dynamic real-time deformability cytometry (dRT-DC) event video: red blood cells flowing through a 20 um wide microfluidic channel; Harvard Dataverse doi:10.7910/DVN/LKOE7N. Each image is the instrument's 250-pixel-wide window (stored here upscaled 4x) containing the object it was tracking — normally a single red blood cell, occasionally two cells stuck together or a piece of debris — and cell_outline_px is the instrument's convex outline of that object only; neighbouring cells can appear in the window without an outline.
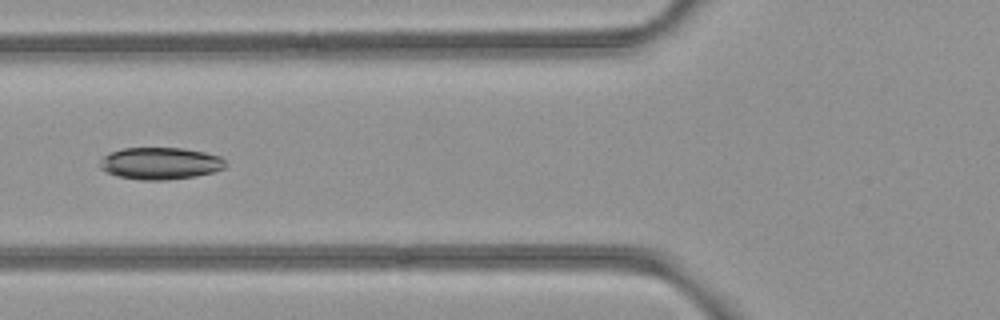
{"species": "common noctule bat (a hibernating species)", "species_latin": "Nyctalus noctula", "temperature_condition": "room temperature", "stored_images_in_passage": 5, "camera_frame_rate_fps": 3000, "um_per_image_px": 0.085, "animal": {"sex": "female", "body_mass_g": 21.9}, "frame": {"image": 1, "passage_image": 4, "time_ms": 1.0, "image_size_px": [1000, 320], "cell_outline_px": [[228, 164], [224, 168], [212, 172], [196, 176], [164, 180], [140, 180], [116, 176], [100, 168], [100, 160], [104, 156], [112, 152], [124, 148], [184, 148], [204, 152], [220, 156]], "centroid_in_image_um": [13.64, 13.89], "position_along_channel_um": 112.2, "area_um2": 23.41}}
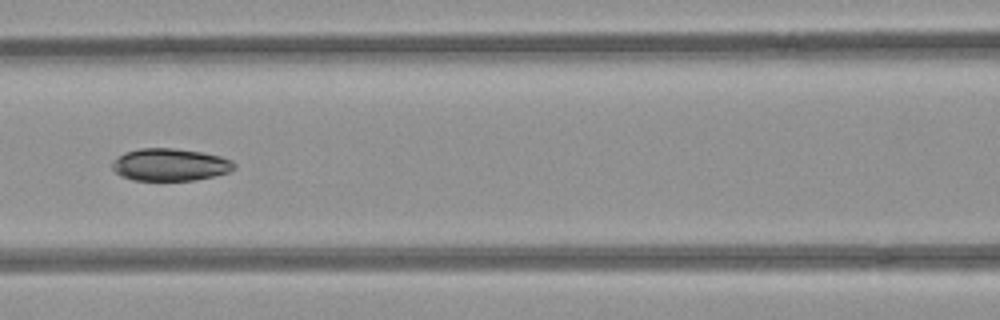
{"frame": {"image": 2, "passage_image": 5, "time_ms": 1.333, "image_size_px": [1000, 320], "cell_outline_px": [[236, 168], [228, 172], [212, 176], [192, 180], [132, 180], [120, 176], [112, 168], [112, 160], [128, 152], [140, 148], [176, 148], [200, 152], [220, 156], [232, 160], [236, 164]], "centroid_in_image_um": [14.46, 14.0], "position_along_channel_um": 152.1, "area_um2": 22.89}}